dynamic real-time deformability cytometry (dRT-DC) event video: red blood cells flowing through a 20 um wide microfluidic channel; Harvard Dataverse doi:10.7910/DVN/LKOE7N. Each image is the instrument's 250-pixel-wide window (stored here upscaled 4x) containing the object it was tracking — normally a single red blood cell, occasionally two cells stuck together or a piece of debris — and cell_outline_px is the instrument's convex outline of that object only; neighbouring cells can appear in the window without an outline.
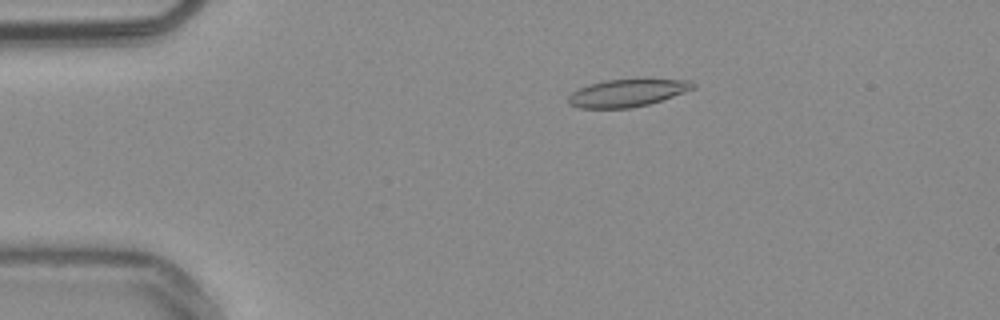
{"species": "common noctule bat (a hibernating species)", "species_latin": "Nyctalus noctula", "temperature_condition": "warm", "stored_images_in_passage": 54, "camera_frame_rate_fps": 3000, "um_per_image_px": 0.085, "animal": {"sex": "male", "body_mass_g": 20.4}, "frame": {"image": 1, "passage_image": 11, "time_ms": 3.333, "image_size_px": [1000, 320], "cell_outline_px": [[696, 88], [648, 104], [632, 108], [580, 108], [568, 104], [568, 96], [572, 92], [588, 84], [604, 80], [644, 76], [692, 80], [696, 84]], "centroid_in_image_um": [53.39, 7.83], "position_along_channel_um": 31.6, "area_um2": 20.98}}
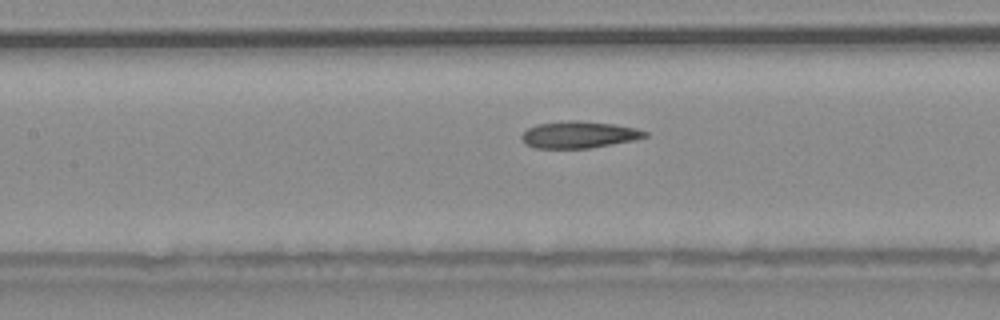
{"frame": {"image": 2, "passage_image": 25, "time_ms": 8.0, "image_size_px": [1000, 320], "cell_outline_px": [[648, 136], [632, 140], [612, 144], [588, 148], [536, 148], [524, 144], [520, 136], [528, 128], [536, 124], [560, 120], [576, 120], [612, 124], [636, 128], [648, 132]], "centroid_in_image_um": [49.16, 11.44], "position_along_channel_um": 158.2, "area_um2": 19.31}}
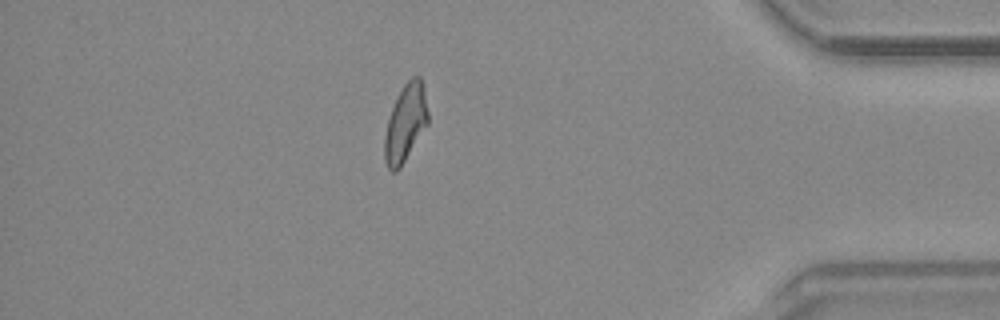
{"frame": {"image": 3, "passage_image": 47, "time_ms": 15.333, "image_size_px": [1000, 320], "cell_outline_px": [[428, 124], [400, 168], [396, 172], [392, 172], [388, 168], [384, 160], [384, 136], [388, 120], [392, 108], [404, 84], [412, 76], [420, 76], [424, 84], [428, 112]], "centroid_in_image_um": [34.48, 10.47], "position_along_channel_um": 400.7, "area_um2": 19.59}, "authors_computed_cell_mechanics": {"area_um2": 19.8543, "velocity_mm_per_s": 3.8105, "shape_relaxation_time_tau1_ms": null, "shape_relaxation_time_tau2_ms": 2.6621, "deformation_change_tau1": null, "deformation_change_tau2": 0.1131}}